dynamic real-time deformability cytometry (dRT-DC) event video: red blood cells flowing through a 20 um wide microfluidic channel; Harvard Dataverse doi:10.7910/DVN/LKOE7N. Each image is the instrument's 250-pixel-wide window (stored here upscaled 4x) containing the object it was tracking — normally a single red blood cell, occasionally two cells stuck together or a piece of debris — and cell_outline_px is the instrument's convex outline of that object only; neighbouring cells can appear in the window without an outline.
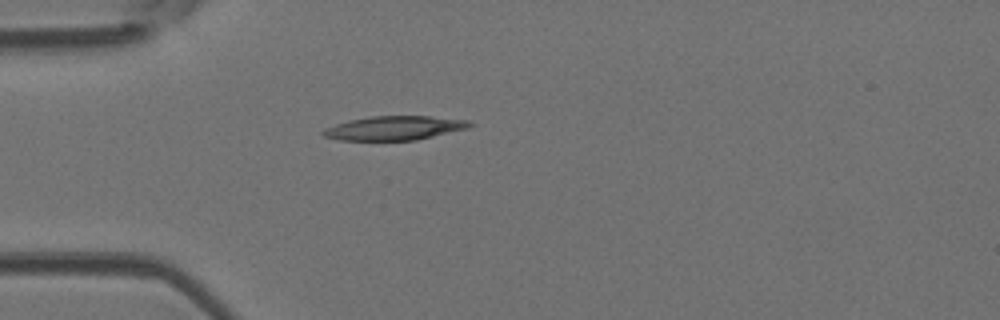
{"species": "Egyptian fruit bat (a non-hibernating species)", "species_latin": "Rousettus aegyptiacus", "temperature_condition": "room temperature", "stored_images_in_passage": 37, "camera_frame_rate_fps": 3000, "um_per_image_px": 0.085, "animal": {"sex": "female"}, "frame": {"image": 1, "passage_image": 1, "time_ms": 0.0, "image_size_px": [1000, 320], "cell_outline_px": [[476, 124], [464, 128], [416, 140], [340, 140], [324, 136], [320, 132], [324, 128], [348, 120], [372, 116], [428, 116], [468, 120]], "centroid_in_image_um": [33.46, 10.88], "position_along_channel_um": 51.5, "area_um2": 20.29}}
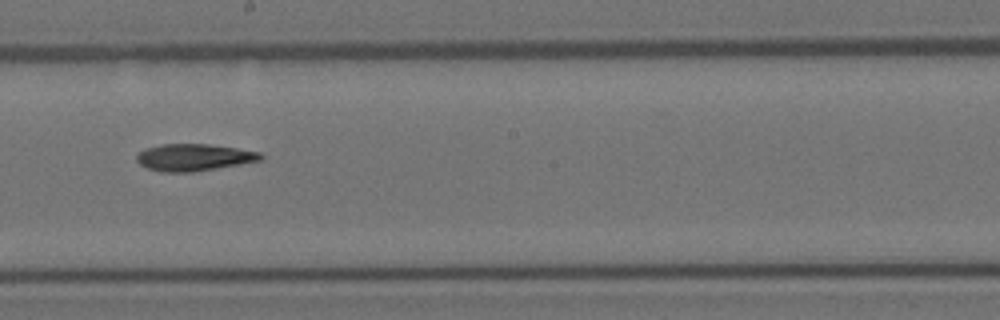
{"frame": {"image": 2, "passage_image": 15, "time_ms": 4.667, "image_size_px": [1000, 320], "cell_outline_px": [[264, 156], [260, 160], [240, 164], [192, 172], [160, 172], [148, 168], [140, 164], [136, 160], [136, 156], [144, 148], [160, 144], [208, 144], [236, 148], [260, 152]], "centroid_in_image_um": [16.45, 13.37], "position_along_channel_um": 231.8, "area_um2": 19.42}}
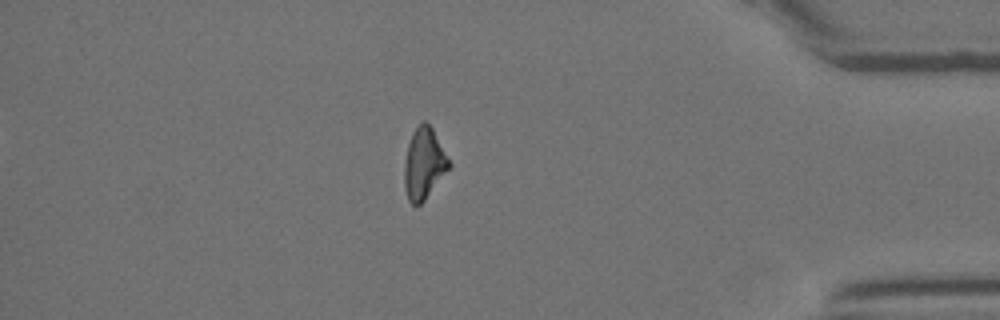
{"frame": {"image": 3, "passage_image": 30, "time_ms": 9.667, "image_size_px": [1000, 320], "cell_outline_px": [[452, 164], [424, 200], [420, 204], [412, 204], [408, 200], [404, 188], [404, 164], [408, 144], [412, 132], [420, 120], [424, 120], [432, 128]], "centroid_in_image_um": [36.01, 13.87], "position_along_channel_um": 399.2, "area_um2": 18.44}}